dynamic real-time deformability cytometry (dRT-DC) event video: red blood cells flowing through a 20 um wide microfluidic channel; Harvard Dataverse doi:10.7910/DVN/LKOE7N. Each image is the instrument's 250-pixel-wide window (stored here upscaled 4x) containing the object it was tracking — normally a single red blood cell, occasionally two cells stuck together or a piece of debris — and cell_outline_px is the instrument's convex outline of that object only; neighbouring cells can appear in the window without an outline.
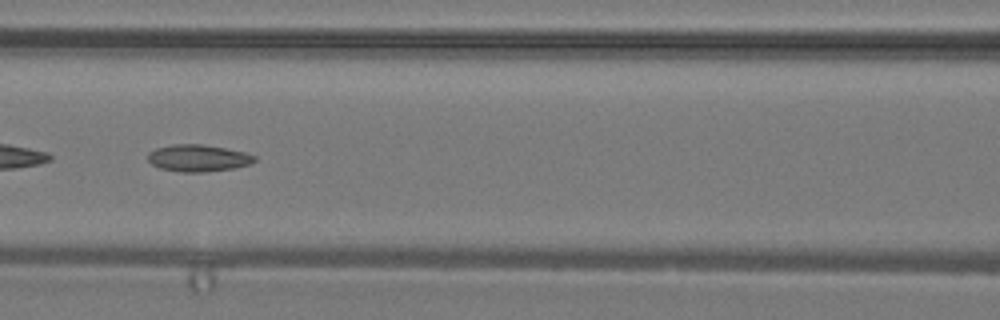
{"species": "common noctule bat (a hibernating species)", "species_latin": "Nyctalus noctula", "temperature_condition": "warm", "stored_images_in_passage": 40, "camera_frame_rate_fps": 3000, "um_per_image_px": 0.085, "animal": {"sex": "male", "body_mass_g": 19.2, "forearm_length_mm": 51.8}, "frame": {"image": 1, "passage_image": 18, "time_ms": 5.667, "image_size_px": [1000, 320], "cell_outline_px": [[256, 160], [248, 164], [236, 168], [204, 172], [180, 172], [160, 168], [152, 164], [148, 160], [148, 152], [156, 148], [172, 144], [200, 144], [224, 148], [244, 152], [256, 156]], "centroid_in_image_um": [16.82, 13.44], "position_along_channel_um": 149.8, "area_um2": 16.7}}
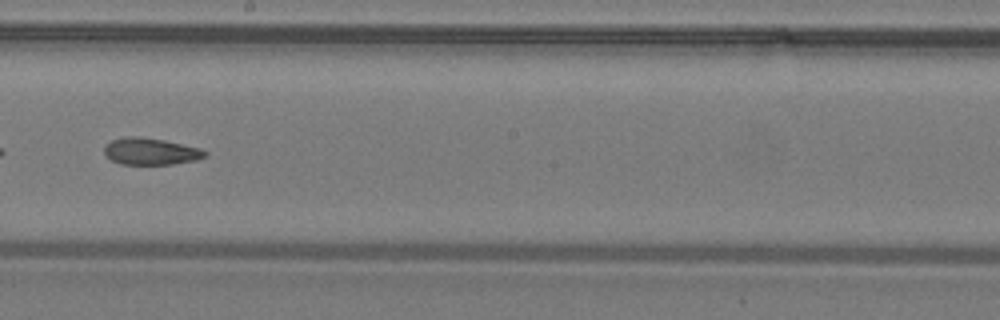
{"frame": {"image": 2, "passage_image": 23, "time_ms": 7.333, "image_size_px": [1000, 320], "cell_outline_px": [[208, 152], [204, 156], [196, 160], [172, 164], [120, 164], [112, 160], [104, 152], [104, 144], [112, 140], [124, 136], [140, 136], [164, 140], [200, 148]], "centroid_in_image_um": [12.78, 12.86], "position_along_channel_um": 235.4, "area_um2": 15.72}}